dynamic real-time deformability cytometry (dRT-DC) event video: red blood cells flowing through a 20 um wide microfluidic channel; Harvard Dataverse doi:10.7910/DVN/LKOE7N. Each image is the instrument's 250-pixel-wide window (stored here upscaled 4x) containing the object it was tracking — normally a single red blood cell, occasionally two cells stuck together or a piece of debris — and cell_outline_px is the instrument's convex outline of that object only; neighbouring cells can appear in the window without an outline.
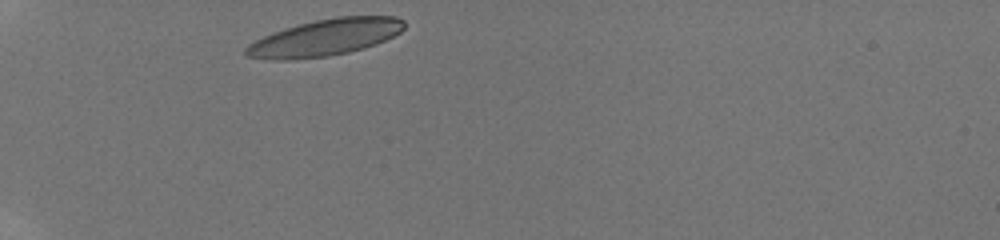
{"species": "human", "species_latin": "Homo sapiens", "temperature_condition": "room temperature", "stored_images_in_passage": 29, "camera_frame_rate_fps": 3000, "um_per_image_px": 0.085, "donor": {"sex": "male"}, "frame": {"image": 1, "passage_image": 1, "time_ms": 0.0, "image_size_px": [1000, 240], "cell_outline_px": [[404, 28], [400, 32], [376, 44], [364, 48], [348, 52], [328, 56], [288, 60], [268, 60], [244, 56], [244, 48], [248, 44], [272, 32], [284, 28], [316, 20], [336, 16], [396, 16], [404, 20]], "centroid_in_image_um": [27.59, 3.19], "position_along_channel_um": 57.4, "area_um2": 33.87}}
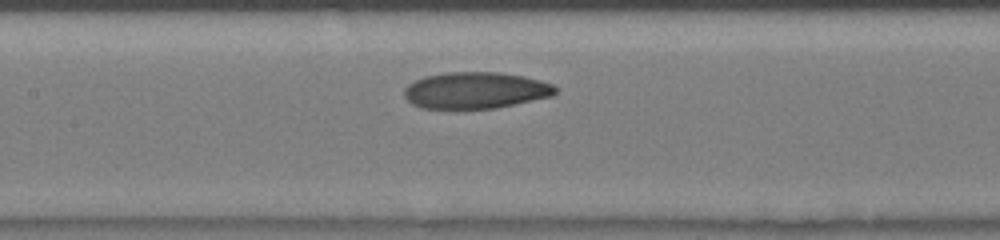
{"frame": {"image": 2, "passage_image": 11, "time_ms": 3.333, "image_size_px": [1000, 240], "cell_outline_px": [[556, 92], [552, 96], [496, 108], [420, 108], [412, 104], [404, 96], [404, 88], [408, 84], [424, 76], [448, 72], [500, 72], [524, 76], [540, 80], [552, 84], [556, 88]], "centroid_in_image_um": [40.41, 7.67], "position_along_channel_um": 167.0, "area_um2": 32.14}}
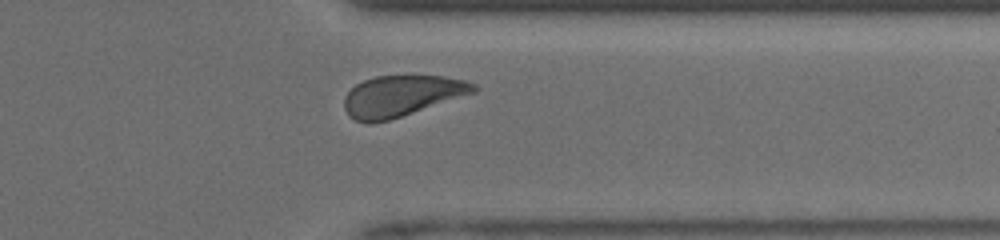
{"frame": {"image": 3, "passage_image": 26, "time_ms": 8.333, "image_size_px": [1000, 240], "cell_outline_px": [[480, 88], [476, 92], [388, 120], [368, 124], [356, 120], [348, 116], [344, 108], [344, 96], [356, 84], [364, 80], [376, 76], [444, 76], [464, 80], [476, 84]], "centroid_in_image_um": [34.13, 8.15], "position_along_channel_um": 377.3, "area_um2": 30.75}, "authors_computed_cell_mechanics": {"area_um2": 32.5414, "velocity_mm_per_s": 4.1946, "shape_relaxation_time_tau1_ms": 3.0693, "shape_relaxation_time_tau2_ms": 1.9833, "deformation_change_tau1": 0.1422, "deformation_change_tau2": 0.0814}}